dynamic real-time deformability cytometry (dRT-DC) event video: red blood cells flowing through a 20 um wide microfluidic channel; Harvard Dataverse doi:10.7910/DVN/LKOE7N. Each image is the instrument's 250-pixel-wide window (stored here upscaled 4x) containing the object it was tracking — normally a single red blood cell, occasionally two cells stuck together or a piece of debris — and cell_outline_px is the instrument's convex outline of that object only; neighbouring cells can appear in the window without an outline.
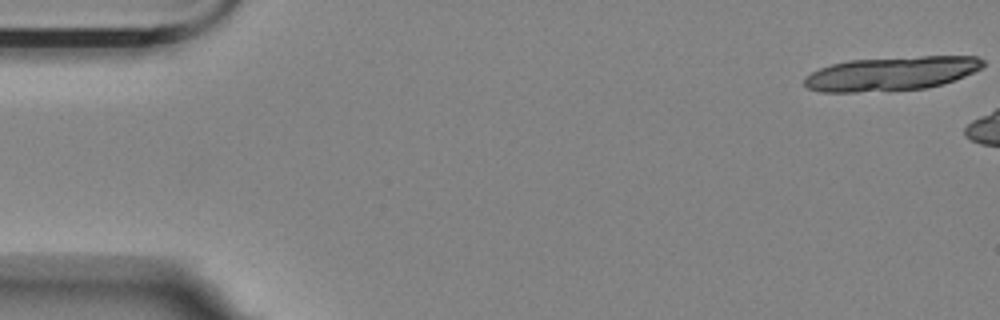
{"species": "Egyptian fruit bat (a non-hibernating species)", "species_latin": "Rousettus aegyptiacus", "temperature_condition": "room temperature", "stored_images_in_passage": 7, "camera_frame_rate_fps": 3000, "um_per_image_px": 0.085, "animal": {"sex": "female"}, "frame": {"image": 1, "passage_image": 1, "time_ms": 0.0, "image_size_px": [1000, 320], "cell_outline_px": [[984, 64], [980, 68], [964, 76], [944, 84], [928, 88], [856, 92], [820, 92], [808, 88], [804, 84], [804, 76], [820, 68], [832, 64], [848, 60], [920, 56], [976, 56], [984, 60]], "centroid_in_image_um": [75.75, 6.25], "position_along_channel_um": 9.3, "area_um2": 35.37}}